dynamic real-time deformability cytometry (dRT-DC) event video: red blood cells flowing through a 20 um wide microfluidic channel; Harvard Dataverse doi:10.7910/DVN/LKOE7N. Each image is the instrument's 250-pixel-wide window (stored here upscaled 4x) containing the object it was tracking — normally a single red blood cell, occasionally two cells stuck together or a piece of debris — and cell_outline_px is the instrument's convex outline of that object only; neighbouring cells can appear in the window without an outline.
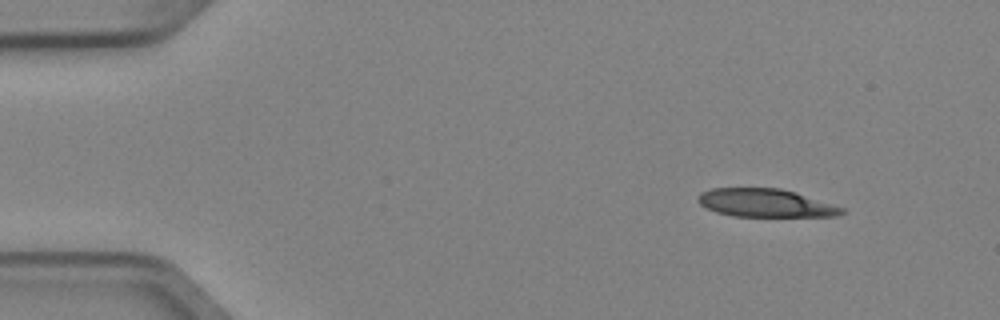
{"species": "Egyptian fruit bat (a non-hibernating species)", "species_latin": "Rousettus aegyptiacus", "temperature_condition": "cold", "stored_images_in_passage": 6, "camera_frame_rate_fps": 3000, "um_per_image_px": 0.085, "animal": {"sex": "female"}, "frame": {"image": 1, "passage_image": 1, "time_ms": 0.0, "image_size_px": [1000, 320], "cell_outline_px": [[844, 212], [840, 216], [732, 216], [716, 212], [700, 204], [696, 200], [696, 196], [700, 192], [712, 188], [780, 188], [796, 192], [844, 208]], "centroid_in_image_um": [65.03, 17.25], "position_along_channel_um": 20.0, "area_um2": 23.58}}
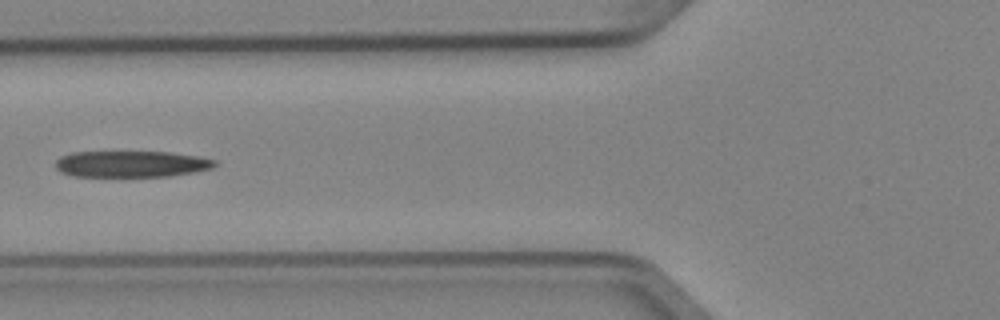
{"frame": {"image": 2, "passage_image": 5, "time_ms": 1.333, "image_size_px": [1000, 320], "cell_outline_px": [[220, 164], [212, 168], [196, 172], [168, 176], [76, 176], [60, 172], [56, 168], [56, 160], [60, 156], [72, 152], [172, 152], [200, 156], [216, 160]], "centroid_in_image_um": [11.22, 13.93], "position_along_channel_um": 114.6, "area_um2": 24.62}}